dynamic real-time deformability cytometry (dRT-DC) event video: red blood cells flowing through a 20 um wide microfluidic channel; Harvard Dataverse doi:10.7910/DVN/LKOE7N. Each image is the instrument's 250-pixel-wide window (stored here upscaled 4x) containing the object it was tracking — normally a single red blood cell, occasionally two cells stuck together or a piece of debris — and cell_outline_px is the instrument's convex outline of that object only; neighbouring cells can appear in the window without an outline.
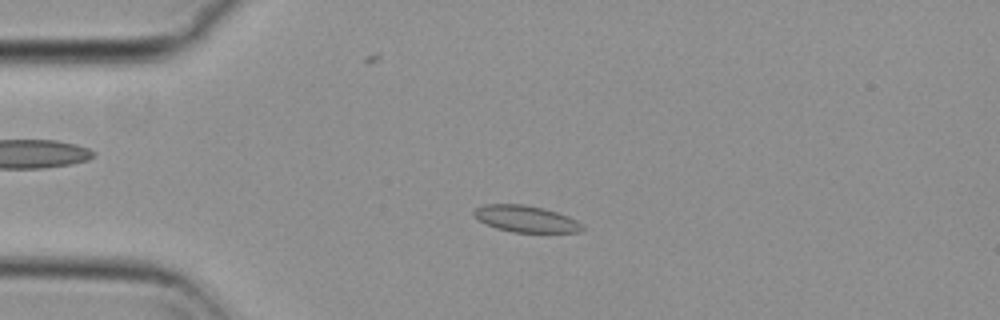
{"species": "common noctule bat (a hibernating species)", "species_latin": "Nyctalus noctula", "temperature_condition": "cold", "stored_images_in_passage": 56, "camera_frame_rate_fps": 3000, "um_per_image_px": 0.085, "animal": {"sex": "female", "body_mass_g": 29.2, "forearm_length_mm": 56.3}, "frame": {"image": 1, "passage_image": 14, "time_ms": 4.333, "image_size_px": [1000, 320], "cell_outline_px": [[584, 228], [580, 232], [512, 232], [496, 228], [480, 220], [472, 212], [476, 208], [484, 204], [524, 204], [544, 208], [568, 216], [584, 224]], "centroid_in_image_um": [44.73, 18.6], "position_along_channel_um": 40.3, "area_um2": 16.7}}
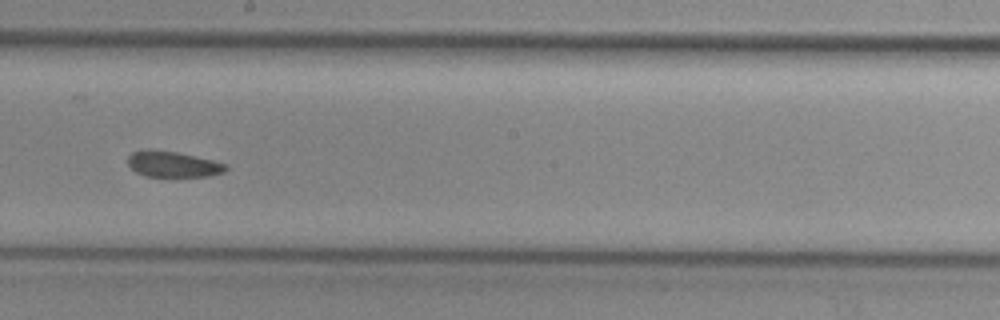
{"frame": {"image": 2, "passage_image": 32, "time_ms": 10.333, "image_size_px": [1000, 320], "cell_outline_px": [[228, 168], [224, 172], [208, 176], [144, 176], [136, 172], [128, 164], [128, 156], [132, 152], [148, 148], [152, 148], [176, 152], [212, 160], [228, 164]], "centroid_in_image_um": [14.68, 13.94], "position_along_channel_um": 233.5, "area_um2": 14.8}}
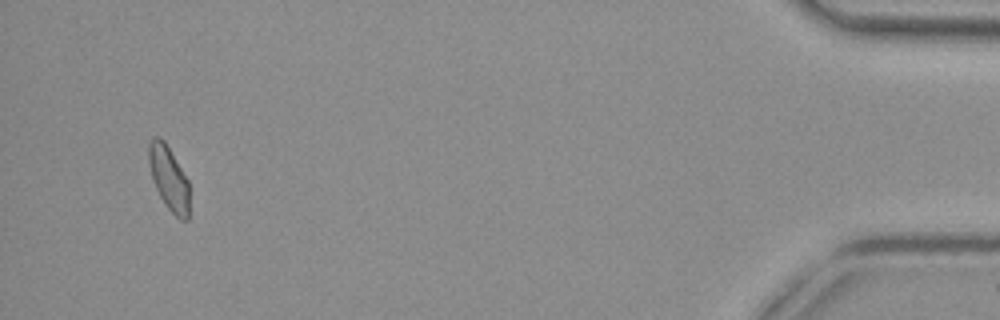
{"frame": {"image": 3, "passage_image": 54, "time_ms": 17.667, "image_size_px": [1000, 320], "cell_outline_px": [[188, 220], [180, 220], [164, 204], [152, 180], [148, 164], [148, 144], [156, 136], [160, 136], [164, 140], [188, 180]], "centroid_in_image_um": [14.32, 15.13], "position_along_channel_um": 420.9, "area_um2": 15.09}, "authors_computed_cell_mechanics": {"area_um2": 16.0684, "velocity_mm_per_s": 3.6858, "shape_relaxation_time_tau1_ms": null, "shape_relaxation_time_tau2_ms": 2.8757, "deformation_change_tau1": null, "deformation_change_tau2": 0.088}}